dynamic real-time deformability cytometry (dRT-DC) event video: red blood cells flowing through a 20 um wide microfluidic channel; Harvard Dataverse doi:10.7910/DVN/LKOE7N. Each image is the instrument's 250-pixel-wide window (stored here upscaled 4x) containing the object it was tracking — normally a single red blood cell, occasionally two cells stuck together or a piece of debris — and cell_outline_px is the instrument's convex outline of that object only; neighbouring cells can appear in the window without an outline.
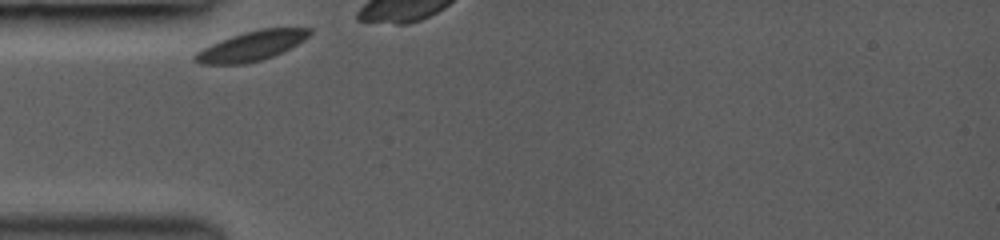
{"species": "common noctule bat (a hibernating species)", "species_latin": "Nyctalus noctula", "temperature_condition": "room temperature", "stored_images_in_passage": 4, "camera_frame_rate_fps": 3000, "um_per_image_px": 0.085, "animal": {"sex": "female", "body_mass_g": 19.0, "forearm_length_mm": 53.3}, "frame": {"image": 1, "passage_image": 1, "time_ms": 0.0, "image_size_px": [1000, 240], "cell_outline_px": [[312, 32], [304, 40], [272, 56], [260, 60], [244, 64], [200, 64], [192, 60], [192, 56], [196, 52], [220, 40], [244, 32], [260, 28], [312, 28]], "centroid_in_image_um": [21.34, 3.91], "position_along_channel_um": 63.7, "area_um2": 19.54}}